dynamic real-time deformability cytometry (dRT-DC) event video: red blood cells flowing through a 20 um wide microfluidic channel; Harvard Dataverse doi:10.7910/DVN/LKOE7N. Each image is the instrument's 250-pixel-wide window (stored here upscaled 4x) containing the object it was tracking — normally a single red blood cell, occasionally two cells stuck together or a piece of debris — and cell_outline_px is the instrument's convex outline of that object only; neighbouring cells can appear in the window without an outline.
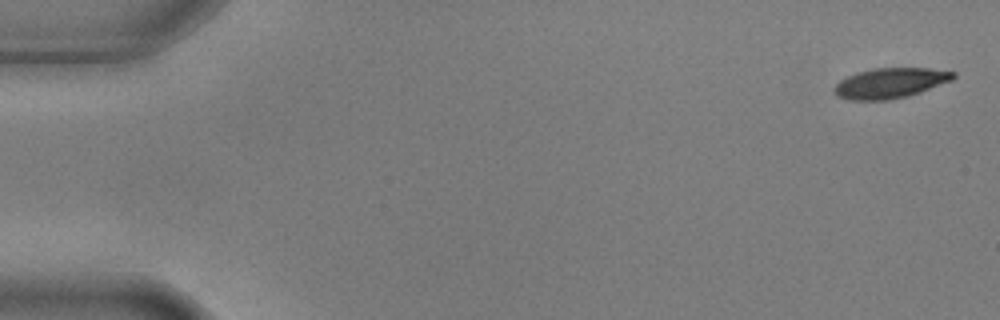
{"species": "common noctule bat (a hibernating species)", "species_latin": "Nyctalus noctula", "temperature_condition": "warm", "stored_images_in_passage": 4, "camera_frame_rate_fps": 3000, "um_per_image_px": 0.085, "animal": {"sex": "male", "body_mass_g": 17.9, "forearm_length_mm": 54.2}, "frame": {"image": 1, "passage_image": 1, "time_ms": 0.0, "image_size_px": [1000, 320], "cell_outline_px": [[956, 76], [952, 80], [920, 92], [908, 96], [888, 100], [848, 100], [836, 96], [832, 88], [840, 80], [856, 72], [872, 68], [928, 68], [956, 72]], "centroid_in_image_um": [75.64, 7.06], "position_along_channel_um": 9.4, "area_um2": 21.1}}